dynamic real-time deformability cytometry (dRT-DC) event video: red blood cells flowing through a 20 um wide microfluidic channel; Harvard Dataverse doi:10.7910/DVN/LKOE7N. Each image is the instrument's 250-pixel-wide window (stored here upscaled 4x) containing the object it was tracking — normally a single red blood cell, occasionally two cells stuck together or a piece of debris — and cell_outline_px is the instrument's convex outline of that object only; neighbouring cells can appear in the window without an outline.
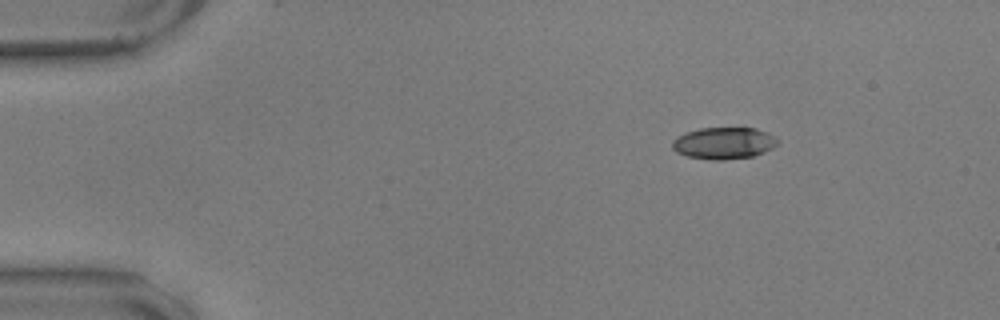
{"species": "common noctule bat (a hibernating species)", "species_latin": "Nyctalus noctula", "temperature_condition": "warm", "stored_images_in_passage": 50, "camera_frame_rate_fps": 3000, "um_per_image_px": 0.085, "animal": {"sex": "male", "body_mass_g": 17.9, "forearm_length_mm": 54.2}, "frame": {"image": 1, "passage_image": 1, "time_ms": 0.0, "image_size_px": [1000, 320], "cell_outline_px": [[780, 140], [772, 148], [764, 152], [752, 156], [724, 160], [712, 160], [688, 156], [676, 152], [672, 148], [672, 140], [676, 136], [700, 128], [756, 128], [776, 136]], "centroid_in_image_um": [61.53, 12.16], "position_along_channel_um": 23.5, "area_um2": 19.54}}
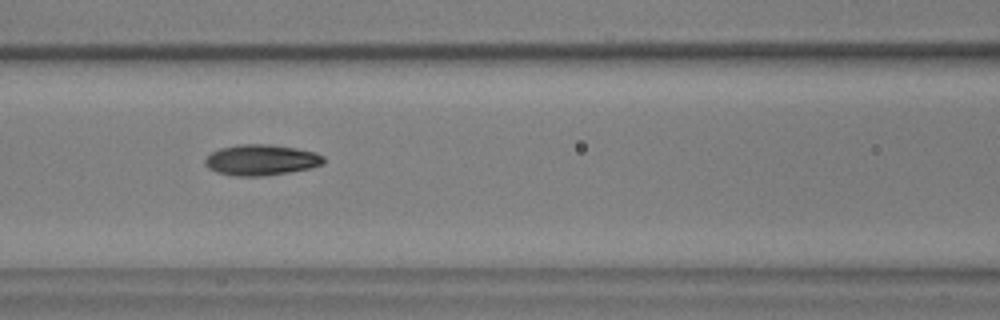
{"frame": {"image": 2, "passage_image": 18, "time_ms": 5.667, "image_size_px": [1000, 320], "cell_outline_px": [[324, 164], [312, 168], [288, 172], [260, 176], [236, 176], [216, 172], [208, 168], [204, 164], [204, 160], [212, 152], [220, 148], [236, 144], [268, 144], [296, 148], [316, 152], [324, 156]], "centroid_in_image_um": [22.2, 13.59], "position_along_channel_um": 144.4, "area_um2": 21.39}}
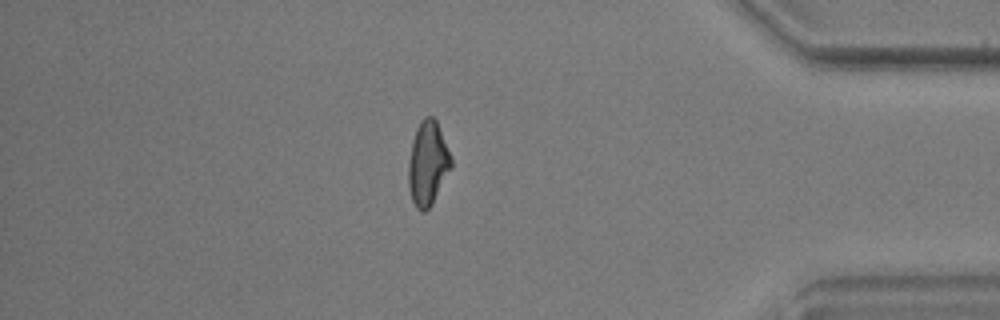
{"frame": {"image": 3, "passage_image": 42, "time_ms": 13.667, "image_size_px": [1000, 320], "cell_outline_px": [[452, 168], [432, 204], [424, 212], [420, 212], [416, 208], [412, 200], [408, 184], [408, 164], [412, 144], [416, 128], [420, 120], [424, 116], [432, 116], [436, 120], [452, 160]], "centroid_in_image_um": [36.36, 13.91], "position_along_channel_um": 398.8, "area_um2": 20.87}, "authors_computed_cell_mechanics": {"area_um2": 20.4612, "velocity_mm_per_s": 3.5694, "shape_relaxation_time_tau1_ms": 5.0412, "shape_relaxation_time_tau2_ms": 2.7614, "deformation_change_tau1": 0.151, "deformation_change_tau2": 0.088}}